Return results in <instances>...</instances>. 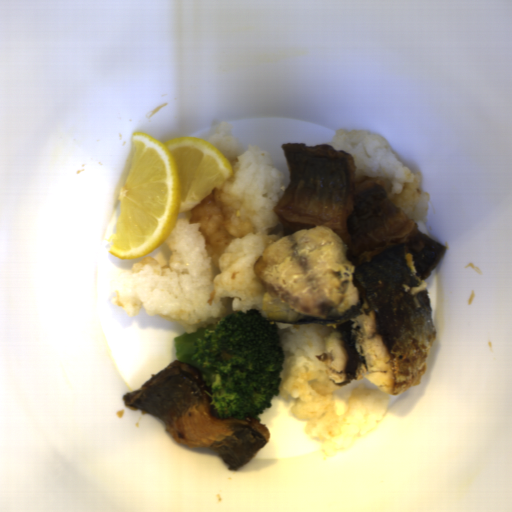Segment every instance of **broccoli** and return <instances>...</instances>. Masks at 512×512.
<instances>
[{"instance_id":"obj_1","label":"broccoli","mask_w":512,"mask_h":512,"mask_svg":"<svg viewBox=\"0 0 512 512\" xmlns=\"http://www.w3.org/2000/svg\"><path fill=\"white\" fill-rule=\"evenodd\" d=\"M176 361L199 368L213 418L260 415L280 396L284 349L276 322L256 309L229 313L173 340Z\"/></svg>"}]
</instances>
